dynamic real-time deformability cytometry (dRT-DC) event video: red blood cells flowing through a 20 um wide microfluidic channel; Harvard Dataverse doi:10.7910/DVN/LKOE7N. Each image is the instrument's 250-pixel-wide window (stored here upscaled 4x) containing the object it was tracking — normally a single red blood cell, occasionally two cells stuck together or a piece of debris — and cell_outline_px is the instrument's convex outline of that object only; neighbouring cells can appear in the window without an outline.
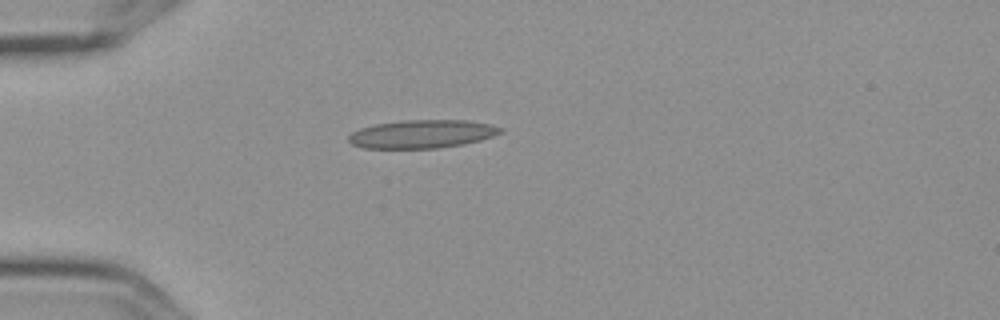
{"species": "Egyptian fruit bat (a non-hibernating species)", "species_latin": "Rousettus aegyptiacus", "temperature_condition": "cold", "stored_images_in_passage": 5, "camera_frame_rate_fps": 3000, "um_per_image_px": 0.085, "frame": {"image": 1, "passage_image": 5, "time_ms": 1.333, "image_size_px": [1000, 320], "cell_outline_px": [[504, 132], [480, 140], [460, 144], [436, 148], [364, 148], [352, 144], [348, 140], [348, 136], [352, 132], [360, 128], [376, 124], [400, 120], [468, 120], [488, 124], [504, 128]], "centroid_in_image_um": [35.86, 11.38], "position_along_channel_um": 49.1, "area_um2": 24.91}}